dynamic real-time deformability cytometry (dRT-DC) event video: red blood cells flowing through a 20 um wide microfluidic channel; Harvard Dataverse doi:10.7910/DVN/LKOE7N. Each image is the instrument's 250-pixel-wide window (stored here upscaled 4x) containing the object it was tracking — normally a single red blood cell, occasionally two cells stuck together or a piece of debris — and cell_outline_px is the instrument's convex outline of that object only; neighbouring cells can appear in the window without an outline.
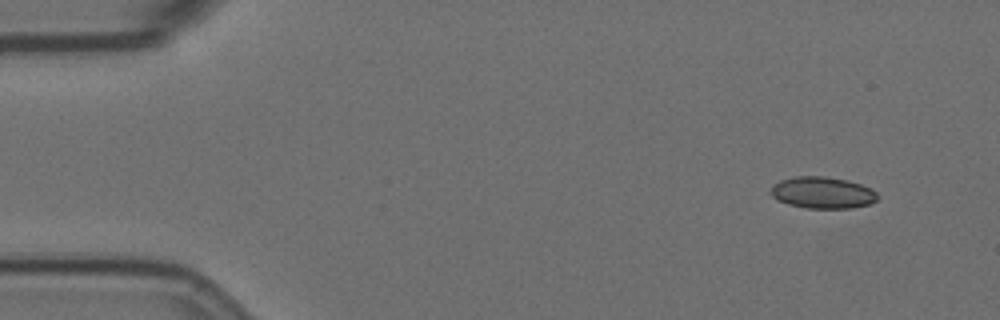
{"species": "Egyptian fruit bat (a non-hibernating species)", "species_latin": "Rousettus aegyptiacus", "temperature_condition": "room temperature", "stored_images_in_passage": 16, "camera_frame_rate_fps": 3000, "um_per_image_px": 0.085, "animal": {"sex": "female"}, "frame": {"image": 1, "passage_image": 1, "time_ms": 0.0, "image_size_px": [1000, 320], "cell_outline_px": [[880, 196], [872, 204], [852, 208], [808, 208], [788, 204], [776, 200], [768, 192], [772, 184], [780, 180], [796, 176], [824, 176], [848, 180], [872, 188]], "centroid_in_image_um": [69.91, 16.37], "position_along_channel_um": 15.1, "area_um2": 20.06}}
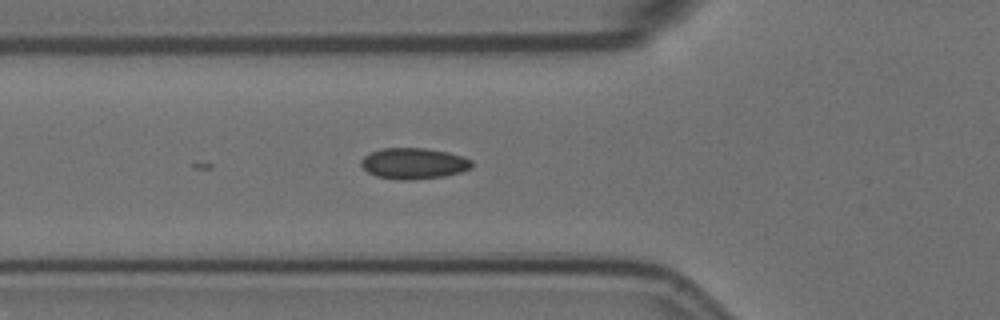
{"frame": {"image": 2, "passage_image": 16, "time_ms": 5.0, "image_size_px": [1000, 320], "cell_outline_px": [[472, 168], [460, 172], [444, 176], [416, 180], [396, 180], [376, 176], [368, 172], [360, 164], [360, 160], [364, 156], [380, 148], [424, 148], [448, 152], [464, 156], [472, 160]], "centroid_in_image_um": [35.17, 13.9], "position_along_channel_um": 90.6, "area_um2": 20.23}}